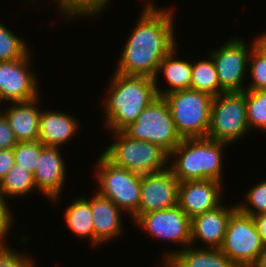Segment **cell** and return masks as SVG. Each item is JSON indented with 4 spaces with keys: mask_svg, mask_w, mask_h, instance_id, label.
<instances>
[{
    "mask_svg": "<svg viewBox=\"0 0 266 267\" xmlns=\"http://www.w3.org/2000/svg\"><path fill=\"white\" fill-rule=\"evenodd\" d=\"M115 142L102 155L112 164L138 174H153L169 168V153L160 145L134 140L122 131H115Z\"/></svg>",
    "mask_w": 266,
    "mask_h": 267,
    "instance_id": "277c9868",
    "label": "cell"
},
{
    "mask_svg": "<svg viewBox=\"0 0 266 267\" xmlns=\"http://www.w3.org/2000/svg\"><path fill=\"white\" fill-rule=\"evenodd\" d=\"M44 147L39 140L18 142L13 147L16 164L34 174L38 166L40 151Z\"/></svg>",
    "mask_w": 266,
    "mask_h": 267,
    "instance_id": "4316f807",
    "label": "cell"
},
{
    "mask_svg": "<svg viewBox=\"0 0 266 267\" xmlns=\"http://www.w3.org/2000/svg\"><path fill=\"white\" fill-rule=\"evenodd\" d=\"M248 72L252 81L246 84V90H266V56L256 46L248 58Z\"/></svg>",
    "mask_w": 266,
    "mask_h": 267,
    "instance_id": "83f0119b",
    "label": "cell"
},
{
    "mask_svg": "<svg viewBox=\"0 0 266 267\" xmlns=\"http://www.w3.org/2000/svg\"><path fill=\"white\" fill-rule=\"evenodd\" d=\"M40 96L25 102H12L3 110L18 142L39 140V123L42 109L38 107Z\"/></svg>",
    "mask_w": 266,
    "mask_h": 267,
    "instance_id": "d6986e66",
    "label": "cell"
},
{
    "mask_svg": "<svg viewBox=\"0 0 266 267\" xmlns=\"http://www.w3.org/2000/svg\"><path fill=\"white\" fill-rule=\"evenodd\" d=\"M15 164L13 148L0 150V182Z\"/></svg>",
    "mask_w": 266,
    "mask_h": 267,
    "instance_id": "836d02e7",
    "label": "cell"
},
{
    "mask_svg": "<svg viewBox=\"0 0 266 267\" xmlns=\"http://www.w3.org/2000/svg\"><path fill=\"white\" fill-rule=\"evenodd\" d=\"M223 183L212 180H188L179 183L178 206L190 219L222 204Z\"/></svg>",
    "mask_w": 266,
    "mask_h": 267,
    "instance_id": "5bb4252c",
    "label": "cell"
},
{
    "mask_svg": "<svg viewBox=\"0 0 266 267\" xmlns=\"http://www.w3.org/2000/svg\"><path fill=\"white\" fill-rule=\"evenodd\" d=\"M252 217L260 233L262 242L264 246L266 247V213H262V214L252 216Z\"/></svg>",
    "mask_w": 266,
    "mask_h": 267,
    "instance_id": "d590c367",
    "label": "cell"
},
{
    "mask_svg": "<svg viewBox=\"0 0 266 267\" xmlns=\"http://www.w3.org/2000/svg\"><path fill=\"white\" fill-rule=\"evenodd\" d=\"M11 207H8L1 199L0 196V240L7 239L9 230L11 231V226L14 224L13 212L10 210Z\"/></svg>",
    "mask_w": 266,
    "mask_h": 267,
    "instance_id": "d6a6232c",
    "label": "cell"
},
{
    "mask_svg": "<svg viewBox=\"0 0 266 267\" xmlns=\"http://www.w3.org/2000/svg\"><path fill=\"white\" fill-rule=\"evenodd\" d=\"M121 131L131 139L160 145L169 154L183 140L176 129L168 103L160 96L142 111L135 122Z\"/></svg>",
    "mask_w": 266,
    "mask_h": 267,
    "instance_id": "52a82bcc",
    "label": "cell"
},
{
    "mask_svg": "<svg viewBox=\"0 0 266 267\" xmlns=\"http://www.w3.org/2000/svg\"><path fill=\"white\" fill-rule=\"evenodd\" d=\"M264 247L253 217L237 208L228 220L220 250L237 267H252Z\"/></svg>",
    "mask_w": 266,
    "mask_h": 267,
    "instance_id": "9c48e42d",
    "label": "cell"
},
{
    "mask_svg": "<svg viewBox=\"0 0 266 267\" xmlns=\"http://www.w3.org/2000/svg\"><path fill=\"white\" fill-rule=\"evenodd\" d=\"M93 215V225L95 229V246L99 247L112 239L117 238L123 232L122 210L110 199L99 195L97 192L89 200Z\"/></svg>",
    "mask_w": 266,
    "mask_h": 267,
    "instance_id": "e0dca14e",
    "label": "cell"
},
{
    "mask_svg": "<svg viewBox=\"0 0 266 267\" xmlns=\"http://www.w3.org/2000/svg\"><path fill=\"white\" fill-rule=\"evenodd\" d=\"M110 2L111 0H87V16L100 15Z\"/></svg>",
    "mask_w": 266,
    "mask_h": 267,
    "instance_id": "e575fe53",
    "label": "cell"
},
{
    "mask_svg": "<svg viewBox=\"0 0 266 267\" xmlns=\"http://www.w3.org/2000/svg\"><path fill=\"white\" fill-rule=\"evenodd\" d=\"M228 145L209 138H184L169 154L172 164L167 165L179 182L212 179L223 183V149Z\"/></svg>",
    "mask_w": 266,
    "mask_h": 267,
    "instance_id": "3957f363",
    "label": "cell"
},
{
    "mask_svg": "<svg viewBox=\"0 0 266 267\" xmlns=\"http://www.w3.org/2000/svg\"><path fill=\"white\" fill-rule=\"evenodd\" d=\"M223 205L220 204L215 209L196 215L191 219V245L200 240L204 242L205 248H221L228 220L237 209V205L231 207Z\"/></svg>",
    "mask_w": 266,
    "mask_h": 267,
    "instance_id": "2e32d148",
    "label": "cell"
},
{
    "mask_svg": "<svg viewBox=\"0 0 266 267\" xmlns=\"http://www.w3.org/2000/svg\"><path fill=\"white\" fill-rule=\"evenodd\" d=\"M64 215L67 228L77 237L89 239L95 246V229L90 203L79 196L68 206Z\"/></svg>",
    "mask_w": 266,
    "mask_h": 267,
    "instance_id": "7402d4cb",
    "label": "cell"
},
{
    "mask_svg": "<svg viewBox=\"0 0 266 267\" xmlns=\"http://www.w3.org/2000/svg\"><path fill=\"white\" fill-rule=\"evenodd\" d=\"M208 60L192 62L190 89L216 97L225 91L220 87L215 64L210 55Z\"/></svg>",
    "mask_w": 266,
    "mask_h": 267,
    "instance_id": "cb8c5ba5",
    "label": "cell"
},
{
    "mask_svg": "<svg viewBox=\"0 0 266 267\" xmlns=\"http://www.w3.org/2000/svg\"><path fill=\"white\" fill-rule=\"evenodd\" d=\"M94 167H97L94 173L99 183L97 193L132 218L139 210L141 174L112 164L102 154Z\"/></svg>",
    "mask_w": 266,
    "mask_h": 267,
    "instance_id": "8992f818",
    "label": "cell"
},
{
    "mask_svg": "<svg viewBox=\"0 0 266 267\" xmlns=\"http://www.w3.org/2000/svg\"><path fill=\"white\" fill-rule=\"evenodd\" d=\"M37 191L33 173L23 169L17 164L4 176L0 182V196L2 201L9 207L6 200L13 197H23Z\"/></svg>",
    "mask_w": 266,
    "mask_h": 267,
    "instance_id": "603a6c76",
    "label": "cell"
},
{
    "mask_svg": "<svg viewBox=\"0 0 266 267\" xmlns=\"http://www.w3.org/2000/svg\"><path fill=\"white\" fill-rule=\"evenodd\" d=\"M79 122L73 115L54 110H41L39 141L44 146L63 147L79 132Z\"/></svg>",
    "mask_w": 266,
    "mask_h": 267,
    "instance_id": "ac0fdd59",
    "label": "cell"
},
{
    "mask_svg": "<svg viewBox=\"0 0 266 267\" xmlns=\"http://www.w3.org/2000/svg\"><path fill=\"white\" fill-rule=\"evenodd\" d=\"M255 46L261 50L266 56V31L258 34L254 38Z\"/></svg>",
    "mask_w": 266,
    "mask_h": 267,
    "instance_id": "8d00e7d4",
    "label": "cell"
},
{
    "mask_svg": "<svg viewBox=\"0 0 266 267\" xmlns=\"http://www.w3.org/2000/svg\"><path fill=\"white\" fill-rule=\"evenodd\" d=\"M24 40L0 21V61H15L25 57L30 51Z\"/></svg>",
    "mask_w": 266,
    "mask_h": 267,
    "instance_id": "484cf974",
    "label": "cell"
},
{
    "mask_svg": "<svg viewBox=\"0 0 266 267\" xmlns=\"http://www.w3.org/2000/svg\"><path fill=\"white\" fill-rule=\"evenodd\" d=\"M176 57V58H175ZM163 72L166 83L170 86L167 89H161L158 85V76ZM192 62L190 60H178L176 56V47L160 62L157 71L153 77L157 95H164L178 90L190 89L191 85Z\"/></svg>",
    "mask_w": 266,
    "mask_h": 267,
    "instance_id": "44dd1931",
    "label": "cell"
},
{
    "mask_svg": "<svg viewBox=\"0 0 266 267\" xmlns=\"http://www.w3.org/2000/svg\"><path fill=\"white\" fill-rule=\"evenodd\" d=\"M105 97L104 124L108 130L121 131L136 121L142 111L158 97L153 78L112 74Z\"/></svg>",
    "mask_w": 266,
    "mask_h": 267,
    "instance_id": "7a4b0ae2",
    "label": "cell"
},
{
    "mask_svg": "<svg viewBox=\"0 0 266 267\" xmlns=\"http://www.w3.org/2000/svg\"><path fill=\"white\" fill-rule=\"evenodd\" d=\"M18 143L10 124L4 115L0 114V150L11 149Z\"/></svg>",
    "mask_w": 266,
    "mask_h": 267,
    "instance_id": "1f68e13d",
    "label": "cell"
},
{
    "mask_svg": "<svg viewBox=\"0 0 266 267\" xmlns=\"http://www.w3.org/2000/svg\"><path fill=\"white\" fill-rule=\"evenodd\" d=\"M248 131L244 92H224L213 97L207 138L231 145Z\"/></svg>",
    "mask_w": 266,
    "mask_h": 267,
    "instance_id": "ba28073f",
    "label": "cell"
},
{
    "mask_svg": "<svg viewBox=\"0 0 266 267\" xmlns=\"http://www.w3.org/2000/svg\"><path fill=\"white\" fill-rule=\"evenodd\" d=\"M60 147L45 146L40 151L38 166L33 174L36 189L50 201L60 198L66 178V163Z\"/></svg>",
    "mask_w": 266,
    "mask_h": 267,
    "instance_id": "9a60e30c",
    "label": "cell"
},
{
    "mask_svg": "<svg viewBox=\"0 0 266 267\" xmlns=\"http://www.w3.org/2000/svg\"><path fill=\"white\" fill-rule=\"evenodd\" d=\"M2 102L4 103L3 99H2L1 96H0V104H1ZM0 107H1V106H0ZM1 113H3V110H1V108H0V114H1Z\"/></svg>",
    "mask_w": 266,
    "mask_h": 267,
    "instance_id": "f35d334b",
    "label": "cell"
},
{
    "mask_svg": "<svg viewBox=\"0 0 266 267\" xmlns=\"http://www.w3.org/2000/svg\"><path fill=\"white\" fill-rule=\"evenodd\" d=\"M149 236L183 248L191 245V219L178 206L140 215L135 221Z\"/></svg>",
    "mask_w": 266,
    "mask_h": 267,
    "instance_id": "8fae6325",
    "label": "cell"
},
{
    "mask_svg": "<svg viewBox=\"0 0 266 267\" xmlns=\"http://www.w3.org/2000/svg\"><path fill=\"white\" fill-rule=\"evenodd\" d=\"M58 11L68 18L87 17V0H55Z\"/></svg>",
    "mask_w": 266,
    "mask_h": 267,
    "instance_id": "4dcf8cb0",
    "label": "cell"
},
{
    "mask_svg": "<svg viewBox=\"0 0 266 267\" xmlns=\"http://www.w3.org/2000/svg\"><path fill=\"white\" fill-rule=\"evenodd\" d=\"M244 93L250 130L266 132V90H245Z\"/></svg>",
    "mask_w": 266,
    "mask_h": 267,
    "instance_id": "d4e9b609",
    "label": "cell"
},
{
    "mask_svg": "<svg viewBox=\"0 0 266 267\" xmlns=\"http://www.w3.org/2000/svg\"><path fill=\"white\" fill-rule=\"evenodd\" d=\"M246 203L236 204L237 208L250 216L266 213V180H262L250 188L245 194Z\"/></svg>",
    "mask_w": 266,
    "mask_h": 267,
    "instance_id": "f1b7e54d",
    "label": "cell"
},
{
    "mask_svg": "<svg viewBox=\"0 0 266 267\" xmlns=\"http://www.w3.org/2000/svg\"><path fill=\"white\" fill-rule=\"evenodd\" d=\"M31 58L29 52L22 59L0 61V96L4 102H25L40 96Z\"/></svg>",
    "mask_w": 266,
    "mask_h": 267,
    "instance_id": "7c38bea8",
    "label": "cell"
},
{
    "mask_svg": "<svg viewBox=\"0 0 266 267\" xmlns=\"http://www.w3.org/2000/svg\"><path fill=\"white\" fill-rule=\"evenodd\" d=\"M217 49L209 52L216 67L220 87L225 92H244V79L248 74V58L255 42L250 47L240 37L225 41Z\"/></svg>",
    "mask_w": 266,
    "mask_h": 267,
    "instance_id": "30bf717a",
    "label": "cell"
},
{
    "mask_svg": "<svg viewBox=\"0 0 266 267\" xmlns=\"http://www.w3.org/2000/svg\"><path fill=\"white\" fill-rule=\"evenodd\" d=\"M144 6L123 46L115 72L153 78L160 62L177 47L175 17L173 8H159L150 0Z\"/></svg>",
    "mask_w": 266,
    "mask_h": 267,
    "instance_id": "6da1fadb",
    "label": "cell"
},
{
    "mask_svg": "<svg viewBox=\"0 0 266 267\" xmlns=\"http://www.w3.org/2000/svg\"><path fill=\"white\" fill-rule=\"evenodd\" d=\"M5 241L7 242L6 239L0 240V267H36L32 257L15 251Z\"/></svg>",
    "mask_w": 266,
    "mask_h": 267,
    "instance_id": "f546056e",
    "label": "cell"
},
{
    "mask_svg": "<svg viewBox=\"0 0 266 267\" xmlns=\"http://www.w3.org/2000/svg\"><path fill=\"white\" fill-rule=\"evenodd\" d=\"M164 267H237L220 249L189 245L163 254Z\"/></svg>",
    "mask_w": 266,
    "mask_h": 267,
    "instance_id": "ffe728a7",
    "label": "cell"
},
{
    "mask_svg": "<svg viewBox=\"0 0 266 267\" xmlns=\"http://www.w3.org/2000/svg\"><path fill=\"white\" fill-rule=\"evenodd\" d=\"M252 267H266V247H264V250L259 255L256 263Z\"/></svg>",
    "mask_w": 266,
    "mask_h": 267,
    "instance_id": "74e56055",
    "label": "cell"
},
{
    "mask_svg": "<svg viewBox=\"0 0 266 267\" xmlns=\"http://www.w3.org/2000/svg\"><path fill=\"white\" fill-rule=\"evenodd\" d=\"M181 137L207 138L213 97L193 89L170 92L163 96Z\"/></svg>",
    "mask_w": 266,
    "mask_h": 267,
    "instance_id": "5b68a950",
    "label": "cell"
},
{
    "mask_svg": "<svg viewBox=\"0 0 266 267\" xmlns=\"http://www.w3.org/2000/svg\"><path fill=\"white\" fill-rule=\"evenodd\" d=\"M179 181L168 168L153 174L141 175V196L139 210L132 217L165 210L178 205Z\"/></svg>",
    "mask_w": 266,
    "mask_h": 267,
    "instance_id": "4fadbf2b",
    "label": "cell"
}]
</instances>
